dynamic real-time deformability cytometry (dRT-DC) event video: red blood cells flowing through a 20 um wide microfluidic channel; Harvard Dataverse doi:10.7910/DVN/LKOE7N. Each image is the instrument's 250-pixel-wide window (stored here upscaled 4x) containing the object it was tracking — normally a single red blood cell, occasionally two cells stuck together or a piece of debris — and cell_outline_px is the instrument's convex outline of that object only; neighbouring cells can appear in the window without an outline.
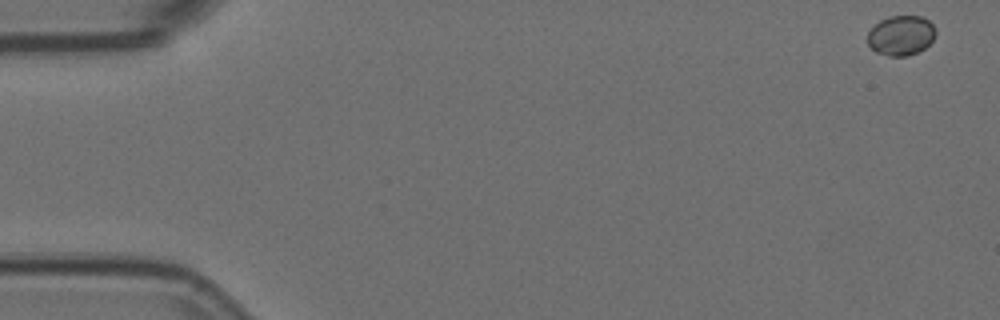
{"species": "Egyptian fruit bat (a non-hibernating species)", "species_latin": "Rousettus aegyptiacus", "temperature_condition": "room temperature", "stored_images_in_passage": 10, "camera_frame_rate_fps": 3000, "um_per_image_px": 0.085, "animal": {"sex": "female"}, "frame": {"image": 1, "passage_image": 1, "time_ms": 0.0, "image_size_px": [1000, 320], "cell_outline_px": [[936, 32], [932, 40], [924, 48], [908, 56], [888, 56], [876, 52], [868, 44], [868, 32], [880, 20], [888, 16], [920, 16], [928, 20], [936, 28]], "centroid_in_image_um": [76.58, 3.01], "position_along_channel_um": 8.4, "area_um2": 15.72}}
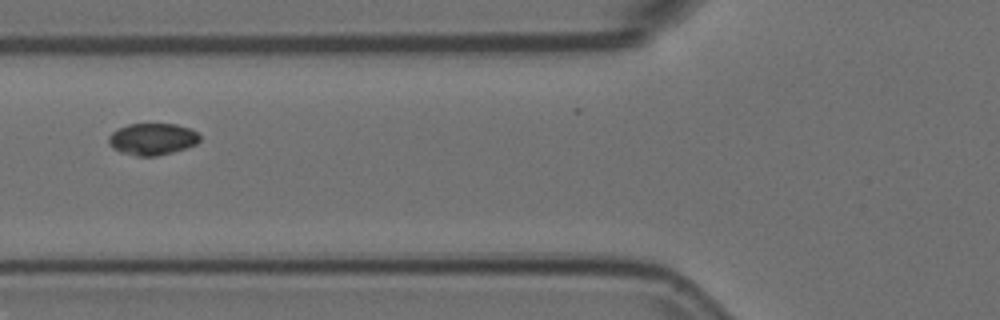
{"frame": {"image": 2, "passage_image": 6, "time_ms": 1.667, "image_size_px": [1000, 320], "cell_outline_px": [[200, 140], [196, 144], [172, 152], [156, 156], [136, 156], [120, 152], [112, 148], [108, 144], [108, 136], [112, 132], [128, 124], [176, 124], [188, 128], [196, 132], [200, 136]], "centroid_in_image_um": [12.92, 11.83], "position_along_channel_um": 112.9, "area_um2": 16.82}}
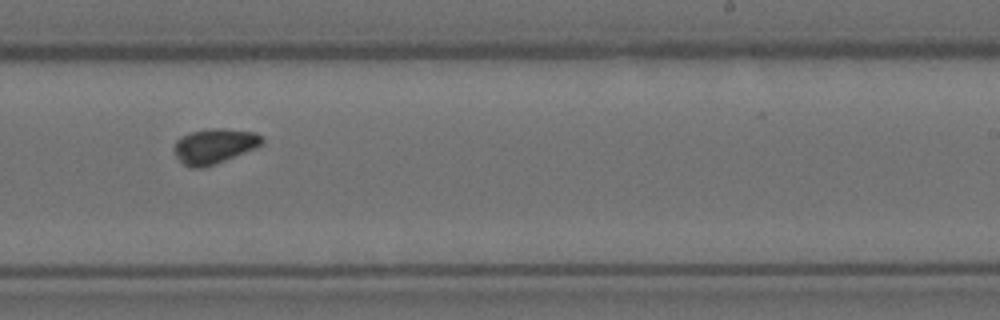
{"frame": {"image": 3, "passage_image": 10, "time_ms": 3.0, "image_size_px": [1000, 320], "cell_outline_px": [[264, 144], [256, 148], [224, 160], [200, 168], [192, 168], [176, 160], [172, 148], [176, 140], [192, 132], [208, 128], [224, 128], [256, 132], [264, 140]], "centroid_in_image_um": [18.2, 12.4], "position_along_channel_um": 270.8, "area_um2": 17.98}}